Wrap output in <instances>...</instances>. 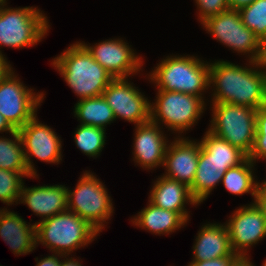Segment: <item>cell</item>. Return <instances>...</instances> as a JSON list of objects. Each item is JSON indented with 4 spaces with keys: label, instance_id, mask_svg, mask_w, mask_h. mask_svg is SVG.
<instances>
[{
    "label": "cell",
    "instance_id": "obj_40",
    "mask_svg": "<svg viewBox=\"0 0 266 266\" xmlns=\"http://www.w3.org/2000/svg\"><path fill=\"white\" fill-rule=\"evenodd\" d=\"M255 203L261 209L263 216L266 219V195H257L255 198Z\"/></svg>",
    "mask_w": 266,
    "mask_h": 266
},
{
    "label": "cell",
    "instance_id": "obj_5",
    "mask_svg": "<svg viewBox=\"0 0 266 266\" xmlns=\"http://www.w3.org/2000/svg\"><path fill=\"white\" fill-rule=\"evenodd\" d=\"M50 24L44 12L33 6L0 9V49L32 47L49 33ZM0 54L2 50H0Z\"/></svg>",
    "mask_w": 266,
    "mask_h": 266
},
{
    "label": "cell",
    "instance_id": "obj_34",
    "mask_svg": "<svg viewBox=\"0 0 266 266\" xmlns=\"http://www.w3.org/2000/svg\"><path fill=\"white\" fill-rule=\"evenodd\" d=\"M256 63L258 68L266 74V37L260 40V52Z\"/></svg>",
    "mask_w": 266,
    "mask_h": 266
},
{
    "label": "cell",
    "instance_id": "obj_36",
    "mask_svg": "<svg viewBox=\"0 0 266 266\" xmlns=\"http://www.w3.org/2000/svg\"><path fill=\"white\" fill-rule=\"evenodd\" d=\"M16 131V129L8 122V120L0 113V133H11Z\"/></svg>",
    "mask_w": 266,
    "mask_h": 266
},
{
    "label": "cell",
    "instance_id": "obj_27",
    "mask_svg": "<svg viewBox=\"0 0 266 266\" xmlns=\"http://www.w3.org/2000/svg\"><path fill=\"white\" fill-rule=\"evenodd\" d=\"M106 130L100 127L80 124L74 132L76 147L86 156L97 158L106 144Z\"/></svg>",
    "mask_w": 266,
    "mask_h": 266
},
{
    "label": "cell",
    "instance_id": "obj_38",
    "mask_svg": "<svg viewBox=\"0 0 266 266\" xmlns=\"http://www.w3.org/2000/svg\"><path fill=\"white\" fill-rule=\"evenodd\" d=\"M230 266H255L250 261V256H238Z\"/></svg>",
    "mask_w": 266,
    "mask_h": 266
},
{
    "label": "cell",
    "instance_id": "obj_33",
    "mask_svg": "<svg viewBox=\"0 0 266 266\" xmlns=\"http://www.w3.org/2000/svg\"><path fill=\"white\" fill-rule=\"evenodd\" d=\"M64 257L63 254L52 253V255H48L44 258L35 259L37 261L36 266H61V259Z\"/></svg>",
    "mask_w": 266,
    "mask_h": 266
},
{
    "label": "cell",
    "instance_id": "obj_24",
    "mask_svg": "<svg viewBox=\"0 0 266 266\" xmlns=\"http://www.w3.org/2000/svg\"><path fill=\"white\" fill-rule=\"evenodd\" d=\"M73 113L80 124L100 127L105 130L107 125L116 121L113 110L103 95L78 100L74 105Z\"/></svg>",
    "mask_w": 266,
    "mask_h": 266
},
{
    "label": "cell",
    "instance_id": "obj_7",
    "mask_svg": "<svg viewBox=\"0 0 266 266\" xmlns=\"http://www.w3.org/2000/svg\"><path fill=\"white\" fill-rule=\"evenodd\" d=\"M212 103V104H211ZM210 131L215 136L250 154L256 135L257 110L231 103L210 102Z\"/></svg>",
    "mask_w": 266,
    "mask_h": 266
},
{
    "label": "cell",
    "instance_id": "obj_1",
    "mask_svg": "<svg viewBox=\"0 0 266 266\" xmlns=\"http://www.w3.org/2000/svg\"><path fill=\"white\" fill-rule=\"evenodd\" d=\"M214 61L210 62V102L231 103L256 110L266 105V74L258 68L256 61L247 60V66L223 59Z\"/></svg>",
    "mask_w": 266,
    "mask_h": 266
},
{
    "label": "cell",
    "instance_id": "obj_6",
    "mask_svg": "<svg viewBox=\"0 0 266 266\" xmlns=\"http://www.w3.org/2000/svg\"><path fill=\"white\" fill-rule=\"evenodd\" d=\"M73 191L68 188V210L77 214L99 233L114 213V205L104 183L93 172L85 170ZM107 221V222H106Z\"/></svg>",
    "mask_w": 266,
    "mask_h": 266
},
{
    "label": "cell",
    "instance_id": "obj_15",
    "mask_svg": "<svg viewBox=\"0 0 266 266\" xmlns=\"http://www.w3.org/2000/svg\"><path fill=\"white\" fill-rule=\"evenodd\" d=\"M162 129L152 121L135 126L132 151L135 165L146 170L163 167L170 141Z\"/></svg>",
    "mask_w": 266,
    "mask_h": 266
},
{
    "label": "cell",
    "instance_id": "obj_21",
    "mask_svg": "<svg viewBox=\"0 0 266 266\" xmlns=\"http://www.w3.org/2000/svg\"><path fill=\"white\" fill-rule=\"evenodd\" d=\"M137 214L130 219L133 225L160 236L170 235L188 223L180 213L156 207L149 201Z\"/></svg>",
    "mask_w": 266,
    "mask_h": 266
},
{
    "label": "cell",
    "instance_id": "obj_16",
    "mask_svg": "<svg viewBox=\"0 0 266 266\" xmlns=\"http://www.w3.org/2000/svg\"><path fill=\"white\" fill-rule=\"evenodd\" d=\"M200 149V141L175 136L166 149L163 175L190 187L195 178Z\"/></svg>",
    "mask_w": 266,
    "mask_h": 266
},
{
    "label": "cell",
    "instance_id": "obj_28",
    "mask_svg": "<svg viewBox=\"0 0 266 266\" xmlns=\"http://www.w3.org/2000/svg\"><path fill=\"white\" fill-rule=\"evenodd\" d=\"M39 178L31 176L29 173H19L0 169V201L8 206L18 205L21 189L23 187V178Z\"/></svg>",
    "mask_w": 266,
    "mask_h": 266
},
{
    "label": "cell",
    "instance_id": "obj_22",
    "mask_svg": "<svg viewBox=\"0 0 266 266\" xmlns=\"http://www.w3.org/2000/svg\"><path fill=\"white\" fill-rule=\"evenodd\" d=\"M200 140L201 148L210 156L213 165L218 168L217 171L223 174L247 158V155L238 147L215 136L208 130Z\"/></svg>",
    "mask_w": 266,
    "mask_h": 266
},
{
    "label": "cell",
    "instance_id": "obj_29",
    "mask_svg": "<svg viewBox=\"0 0 266 266\" xmlns=\"http://www.w3.org/2000/svg\"><path fill=\"white\" fill-rule=\"evenodd\" d=\"M243 24L258 37H266V0H255L239 10Z\"/></svg>",
    "mask_w": 266,
    "mask_h": 266
},
{
    "label": "cell",
    "instance_id": "obj_32",
    "mask_svg": "<svg viewBox=\"0 0 266 266\" xmlns=\"http://www.w3.org/2000/svg\"><path fill=\"white\" fill-rule=\"evenodd\" d=\"M238 255H230L212 260H204L200 262H189L187 266H230Z\"/></svg>",
    "mask_w": 266,
    "mask_h": 266
},
{
    "label": "cell",
    "instance_id": "obj_17",
    "mask_svg": "<svg viewBox=\"0 0 266 266\" xmlns=\"http://www.w3.org/2000/svg\"><path fill=\"white\" fill-rule=\"evenodd\" d=\"M24 184L18 203L26 204L35 215L41 217L39 222L68 210L67 186L47 184L27 188Z\"/></svg>",
    "mask_w": 266,
    "mask_h": 266
},
{
    "label": "cell",
    "instance_id": "obj_43",
    "mask_svg": "<svg viewBox=\"0 0 266 266\" xmlns=\"http://www.w3.org/2000/svg\"><path fill=\"white\" fill-rule=\"evenodd\" d=\"M262 266H266V259H265V261L263 262Z\"/></svg>",
    "mask_w": 266,
    "mask_h": 266
},
{
    "label": "cell",
    "instance_id": "obj_2",
    "mask_svg": "<svg viewBox=\"0 0 266 266\" xmlns=\"http://www.w3.org/2000/svg\"><path fill=\"white\" fill-rule=\"evenodd\" d=\"M52 60L51 65L79 100L101 96L114 79L79 41Z\"/></svg>",
    "mask_w": 266,
    "mask_h": 266
},
{
    "label": "cell",
    "instance_id": "obj_8",
    "mask_svg": "<svg viewBox=\"0 0 266 266\" xmlns=\"http://www.w3.org/2000/svg\"><path fill=\"white\" fill-rule=\"evenodd\" d=\"M156 94L151 102V121L160 127L165 125L176 136L178 133V137L192 130L206 111L205 101L198 96L164 90H157Z\"/></svg>",
    "mask_w": 266,
    "mask_h": 266
},
{
    "label": "cell",
    "instance_id": "obj_10",
    "mask_svg": "<svg viewBox=\"0 0 266 266\" xmlns=\"http://www.w3.org/2000/svg\"><path fill=\"white\" fill-rule=\"evenodd\" d=\"M44 95L25 86L12 69L0 81V113L18 130L37 114Z\"/></svg>",
    "mask_w": 266,
    "mask_h": 266
},
{
    "label": "cell",
    "instance_id": "obj_41",
    "mask_svg": "<svg viewBox=\"0 0 266 266\" xmlns=\"http://www.w3.org/2000/svg\"><path fill=\"white\" fill-rule=\"evenodd\" d=\"M257 195H266V180L261 183L257 181Z\"/></svg>",
    "mask_w": 266,
    "mask_h": 266
},
{
    "label": "cell",
    "instance_id": "obj_13",
    "mask_svg": "<svg viewBox=\"0 0 266 266\" xmlns=\"http://www.w3.org/2000/svg\"><path fill=\"white\" fill-rule=\"evenodd\" d=\"M80 43L113 78H132L143 71V58L122 38H110L91 45ZM132 75V76H130Z\"/></svg>",
    "mask_w": 266,
    "mask_h": 266
},
{
    "label": "cell",
    "instance_id": "obj_18",
    "mask_svg": "<svg viewBox=\"0 0 266 266\" xmlns=\"http://www.w3.org/2000/svg\"><path fill=\"white\" fill-rule=\"evenodd\" d=\"M160 176L153 181L148 201L156 207L180 213L189 221L190 211H187L186 204L198 206L190 193V188L177 180Z\"/></svg>",
    "mask_w": 266,
    "mask_h": 266
},
{
    "label": "cell",
    "instance_id": "obj_37",
    "mask_svg": "<svg viewBox=\"0 0 266 266\" xmlns=\"http://www.w3.org/2000/svg\"><path fill=\"white\" fill-rule=\"evenodd\" d=\"M229 8L239 10L242 7L248 6L253 3L255 0H227Z\"/></svg>",
    "mask_w": 266,
    "mask_h": 266
},
{
    "label": "cell",
    "instance_id": "obj_42",
    "mask_svg": "<svg viewBox=\"0 0 266 266\" xmlns=\"http://www.w3.org/2000/svg\"><path fill=\"white\" fill-rule=\"evenodd\" d=\"M7 1L6 0H0V9L3 8L4 6H7V4H8Z\"/></svg>",
    "mask_w": 266,
    "mask_h": 266
},
{
    "label": "cell",
    "instance_id": "obj_4",
    "mask_svg": "<svg viewBox=\"0 0 266 266\" xmlns=\"http://www.w3.org/2000/svg\"><path fill=\"white\" fill-rule=\"evenodd\" d=\"M36 246L42 244L52 253L70 255L90 245L99 232L70 210L60 212L46 220L35 222Z\"/></svg>",
    "mask_w": 266,
    "mask_h": 266
},
{
    "label": "cell",
    "instance_id": "obj_35",
    "mask_svg": "<svg viewBox=\"0 0 266 266\" xmlns=\"http://www.w3.org/2000/svg\"><path fill=\"white\" fill-rule=\"evenodd\" d=\"M5 54H0V81L13 69Z\"/></svg>",
    "mask_w": 266,
    "mask_h": 266
},
{
    "label": "cell",
    "instance_id": "obj_9",
    "mask_svg": "<svg viewBox=\"0 0 266 266\" xmlns=\"http://www.w3.org/2000/svg\"><path fill=\"white\" fill-rule=\"evenodd\" d=\"M206 33L217 42L238 54L246 55L249 61H256L260 52V39L246 27L238 10L229 8L201 23Z\"/></svg>",
    "mask_w": 266,
    "mask_h": 266
},
{
    "label": "cell",
    "instance_id": "obj_20",
    "mask_svg": "<svg viewBox=\"0 0 266 266\" xmlns=\"http://www.w3.org/2000/svg\"><path fill=\"white\" fill-rule=\"evenodd\" d=\"M192 248L193 259L191 262L237 255L231 248L229 232L225 223L208 222L203 224Z\"/></svg>",
    "mask_w": 266,
    "mask_h": 266
},
{
    "label": "cell",
    "instance_id": "obj_14",
    "mask_svg": "<svg viewBox=\"0 0 266 266\" xmlns=\"http://www.w3.org/2000/svg\"><path fill=\"white\" fill-rule=\"evenodd\" d=\"M228 218L225 224L232 250L238 256H249L250 248L266 237V219L261 209L251 202L235 209Z\"/></svg>",
    "mask_w": 266,
    "mask_h": 266
},
{
    "label": "cell",
    "instance_id": "obj_39",
    "mask_svg": "<svg viewBox=\"0 0 266 266\" xmlns=\"http://www.w3.org/2000/svg\"><path fill=\"white\" fill-rule=\"evenodd\" d=\"M70 255H64V259L61 260V266H82L79 258L69 257Z\"/></svg>",
    "mask_w": 266,
    "mask_h": 266
},
{
    "label": "cell",
    "instance_id": "obj_25",
    "mask_svg": "<svg viewBox=\"0 0 266 266\" xmlns=\"http://www.w3.org/2000/svg\"><path fill=\"white\" fill-rule=\"evenodd\" d=\"M256 166L248 157L238 166L229 168L222 178L221 183L225 189L234 195L251 194L253 203L257 196V176L254 174ZM256 178V179H255Z\"/></svg>",
    "mask_w": 266,
    "mask_h": 266
},
{
    "label": "cell",
    "instance_id": "obj_19",
    "mask_svg": "<svg viewBox=\"0 0 266 266\" xmlns=\"http://www.w3.org/2000/svg\"><path fill=\"white\" fill-rule=\"evenodd\" d=\"M26 222L17 212L0 208V238L15 255H27L36 247V225Z\"/></svg>",
    "mask_w": 266,
    "mask_h": 266
},
{
    "label": "cell",
    "instance_id": "obj_23",
    "mask_svg": "<svg viewBox=\"0 0 266 266\" xmlns=\"http://www.w3.org/2000/svg\"><path fill=\"white\" fill-rule=\"evenodd\" d=\"M217 169L210 156L201 148L195 178L189 187L190 193L198 205L208 198L219 183L221 184L224 174L218 172Z\"/></svg>",
    "mask_w": 266,
    "mask_h": 266
},
{
    "label": "cell",
    "instance_id": "obj_11",
    "mask_svg": "<svg viewBox=\"0 0 266 266\" xmlns=\"http://www.w3.org/2000/svg\"><path fill=\"white\" fill-rule=\"evenodd\" d=\"M38 120L36 114L29 122L18 129L28 172L31 176H37V170L31 158L35 157L41 162L58 165L63 157L61 137L57 136L55 130L50 126L42 124Z\"/></svg>",
    "mask_w": 266,
    "mask_h": 266
},
{
    "label": "cell",
    "instance_id": "obj_30",
    "mask_svg": "<svg viewBox=\"0 0 266 266\" xmlns=\"http://www.w3.org/2000/svg\"><path fill=\"white\" fill-rule=\"evenodd\" d=\"M255 165L259 159L266 161V105L256 113V135L250 154L247 156Z\"/></svg>",
    "mask_w": 266,
    "mask_h": 266
},
{
    "label": "cell",
    "instance_id": "obj_26",
    "mask_svg": "<svg viewBox=\"0 0 266 266\" xmlns=\"http://www.w3.org/2000/svg\"><path fill=\"white\" fill-rule=\"evenodd\" d=\"M9 135H11V138L0 136V169L29 173L18 130L11 132Z\"/></svg>",
    "mask_w": 266,
    "mask_h": 266
},
{
    "label": "cell",
    "instance_id": "obj_31",
    "mask_svg": "<svg viewBox=\"0 0 266 266\" xmlns=\"http://www.w3.org/2000/svg\"><path fill=\"white\" fill-rule=\"evenodd\" d=\"M194 2L197 5V16L200 23L209 17L229 9L227 0H194Z\"/></svg>",
    "mask_w": 266,
    "mask_h": 266
},
{
    "label": "cell",
    "instance_id": "obj_12",
    "mask_svg": "<svg viewBox=\"0 0 266 266\" xmlns=\"http://www.w3.org/2000/svg\"><path fill=\"white\" fill-rule=\"evenodd\" d=\"M114 116L134 126L151 121V101L128 78H114L103 92Z\"/></svg>",
    "mask_w": 266,
    "mask_h": 266
},
{
    "label": "cell",
    "instance_id": "obj_3",
    "mask_svg": "<svg viewBox=\"0 0 266 266\" xmlns=\"http://www.w3.org/2000/svg\"><path fill=\"white\" fill-rule=\"evenodd\" d=\"M147 75L156 90L182 92L206 101L204 94L209 89L210 62L198 56L170 54Z\"/></svg>",
    "mask_w": 266,
    "mask_h": 266
}]
</instances>
